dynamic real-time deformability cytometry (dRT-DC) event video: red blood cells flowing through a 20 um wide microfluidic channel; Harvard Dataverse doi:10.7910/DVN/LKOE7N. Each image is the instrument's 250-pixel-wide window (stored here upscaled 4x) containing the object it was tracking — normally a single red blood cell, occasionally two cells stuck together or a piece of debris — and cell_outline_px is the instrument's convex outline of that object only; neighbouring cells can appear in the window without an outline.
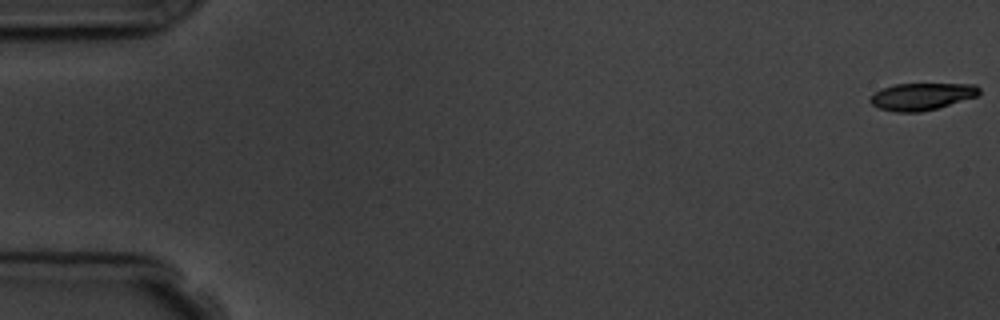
{"species": "common noctule bat (a hibernating species)", "species_latin": "Nyctalus noctula", "temperature_condition": "room temperature", "stored_images_in_passage": 8, "camera_frame_rate_fps": 3000, "um_per_image_px": 0.085, "animal": {"sex": "male", "body_mass_g": 19.5, "forearm_length_mm": 54.6}, "frame": {"image": 1, "passage_image": 1, "time_ms": 0.0, "image_size_px": [1000, 320], "cell_outline_px": [[980, 92], [976, 96], [936, 108], [920, 112], [896, 112], [880, 108], [872, 104], [868, 100], [872, 92], [896, 84], [976, 84], [980, 88]], "centroid_in_image_um": [78.31, 8.19], "position_along_channel_um": 6.7, "area_um2": 17.05}}
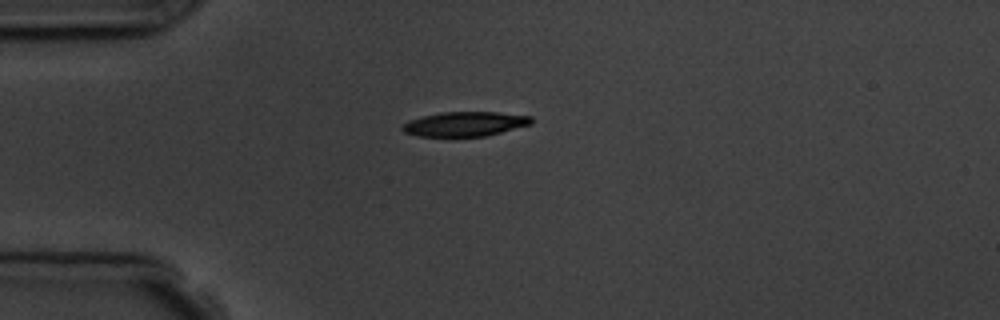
{"frame": {"image": 2, "passage_image": 5, "time_ms": 4.667, "image_size_px": [1000, 320], "cell_outline_px": [[532, 124], [484, 136], [416, 136], [404, 132], [400, 128], [408, 120], [440, 112], [496, 112], [532, 116]], "centroid_in_image_um": [39.5, 10.53], "position_along_channel_um": 45.5, "area_um2": 18.32}}
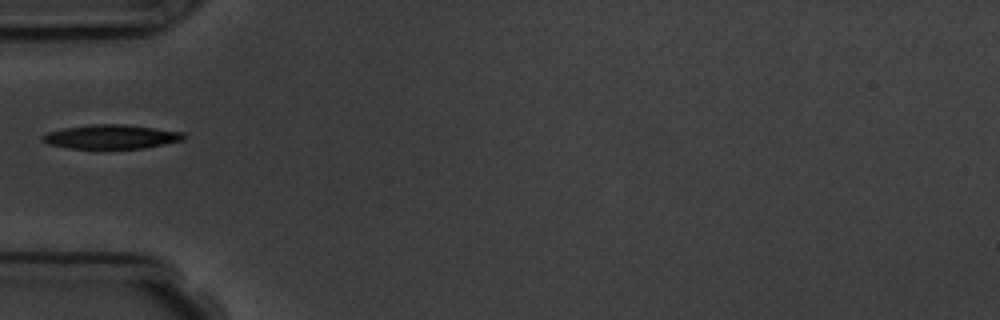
{"frame": {"image": 3, "passage_image": 6, "time_ms": 6.0, "image_size_px": [1000, 320], "cell_outline_px": [[188, 136], [184, 140], [144, 148], [72, 148], [48, 144], [40, 140], [40, 136], [48, 132], [64, 128], [92, 124], [124, 124], [184, 132]], "centroid_in_image_um": [9.47, 11.62], "position_along_channel_um": 75.5, "area_um2": 19.83}}